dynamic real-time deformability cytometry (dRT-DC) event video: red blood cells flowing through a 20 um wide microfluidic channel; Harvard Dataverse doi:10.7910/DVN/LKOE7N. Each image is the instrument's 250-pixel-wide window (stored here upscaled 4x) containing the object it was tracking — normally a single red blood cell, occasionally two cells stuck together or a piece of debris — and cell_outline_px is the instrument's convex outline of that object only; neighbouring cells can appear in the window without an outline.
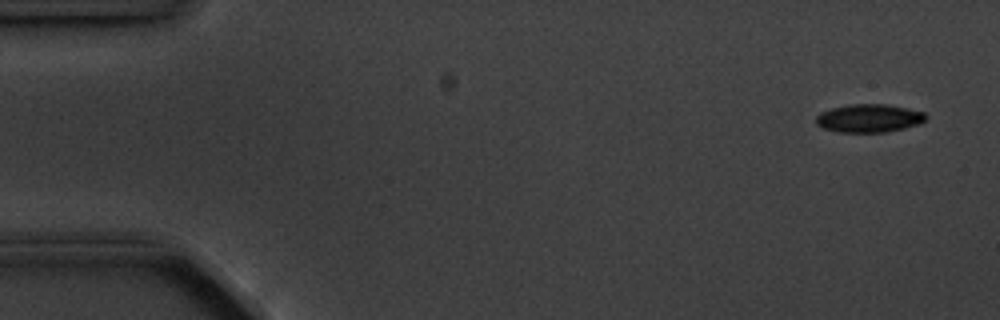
{"species": "common noctule bat (a hibernating species)", "species_latin": "Nyctalus noctula", "temperature_condition": "cold", "stored_images_in_passage": 10, "camera_frame_rate_fps": 3000, "um_per_image_px": 0.085, "animal": {"sex": "male", "body_mass_g": 20.1, "forearm_length_mm": 53.5}, "frame": {"image": 1, "passage_image": 1, "time_ms": 0.0, "image_size_px": [1000, 320], "cell_outline_px": [[928, 116], [920, 124], [904, 128], [884, 132], [840, 132], [824, 128], [816, 124], [816, 116], [820, 112], [832, 108], [848, 104], [888, 104], [924, 112]], "centroid_in_image_um": [73.87, 10.04], "position_along_channel_um": 11.1, "area_um2": 18.03}}
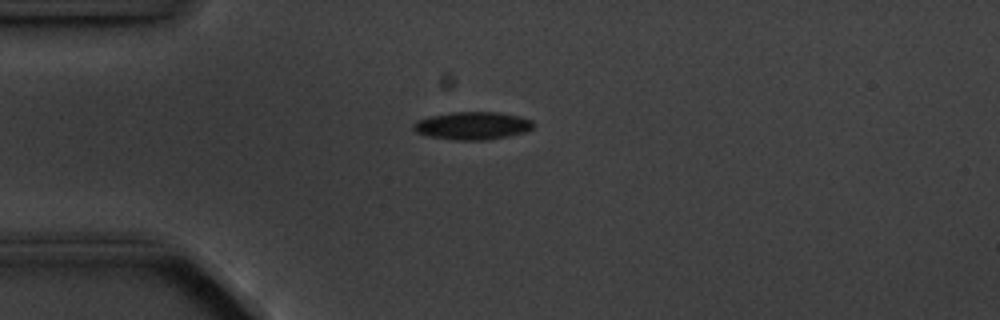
{"frame": {"image": 2, "passage_image": 4, "time_ms": 3.667, "image_size_px": [1000, 320], "cell_outline_px": [[536, 124], [532, 128], [524, 132], [508, 136], [488, 140], [452, 140], [428, 136], [416, 132], [412, 128], [412, 124], [416, 120], [428, 116], [452, 112], [500, 112], [520, 116], [532, 120]], "centroid_in_image_um": [40.15, 10.68], "position_along_channel_um": 44.9, "area_um2": 19.71}}